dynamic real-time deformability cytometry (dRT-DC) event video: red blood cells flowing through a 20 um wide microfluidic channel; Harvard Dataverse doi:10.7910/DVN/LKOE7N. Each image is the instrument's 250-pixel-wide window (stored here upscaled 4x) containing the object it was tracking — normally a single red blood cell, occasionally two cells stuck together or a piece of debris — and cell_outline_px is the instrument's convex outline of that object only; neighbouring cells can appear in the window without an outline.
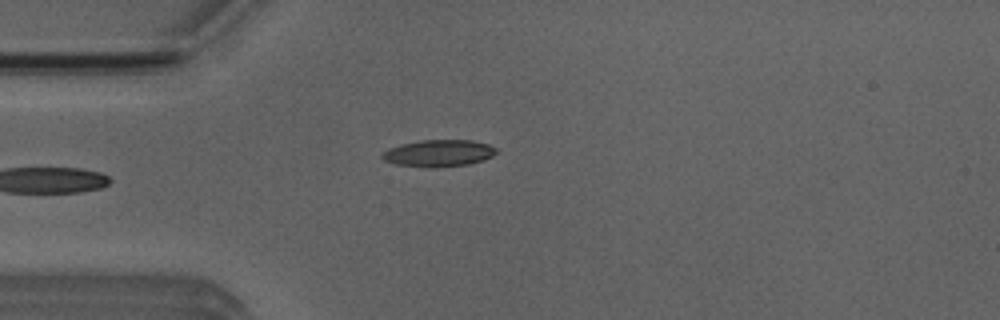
{"species": "Egyptian fruit bat (a non-hibernating species)", "species_latin": "Rousettus aegyptiacus", "temperature_condition": "room temperature", "stored_images_in_passage": 5, "camera_frame_rate_fps": 3000, "um_per_image_px": 0.085, "animal": {"sex": "male"}, "frame": {"image": 1, "passage_image": 5, "time_ms": 4.667, "image_size_px": [1000, 320], "cell_outline_px": [[496, 152], [492, 156], [484, 160], [468, 164], [432, 168], [428, 168], [392, 164], [384, 160], [380, 156], [388, 148], [400, 144], [420, 140], [472, 140], [488, 144], [496, 148]], "centroid_in_image_um": [37.25, 13.03], "position_along_channel_um": 47.8, "area_um2": 18.03}}